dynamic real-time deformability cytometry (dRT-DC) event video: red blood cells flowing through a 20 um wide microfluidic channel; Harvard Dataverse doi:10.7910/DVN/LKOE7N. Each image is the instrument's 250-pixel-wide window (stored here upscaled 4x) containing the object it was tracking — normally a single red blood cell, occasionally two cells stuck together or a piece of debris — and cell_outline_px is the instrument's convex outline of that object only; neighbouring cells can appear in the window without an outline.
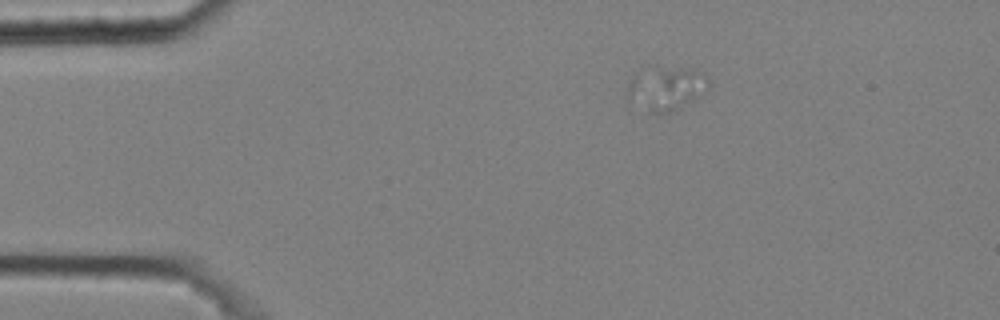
{"species": "common noctule bat (a hibernating species)", "species_latin": "Nyctalus noctula", "temperature_condition": "cold", "stored_images_in_passage": 3, "camera_frame_rate_fps": 3000, "um_per_image_px": 0.085, "animal": {"sex": "male", "body_mass_g": 20.4}, "frame": {"image": 1, "passage_image": 3, "time_ms": 0.667, "image_size_px": [1000, 320], "cell_outline_px": [[704, 76], [696, 96], [692, 100], [668, 112], [652, 112], [652, 108], [660, 68], [692, 68], [700, 72]], "centroid_in_image_um": [57.45, 7.5], "position_along_channel_um": 27.6, "area_um2": 12.14}}